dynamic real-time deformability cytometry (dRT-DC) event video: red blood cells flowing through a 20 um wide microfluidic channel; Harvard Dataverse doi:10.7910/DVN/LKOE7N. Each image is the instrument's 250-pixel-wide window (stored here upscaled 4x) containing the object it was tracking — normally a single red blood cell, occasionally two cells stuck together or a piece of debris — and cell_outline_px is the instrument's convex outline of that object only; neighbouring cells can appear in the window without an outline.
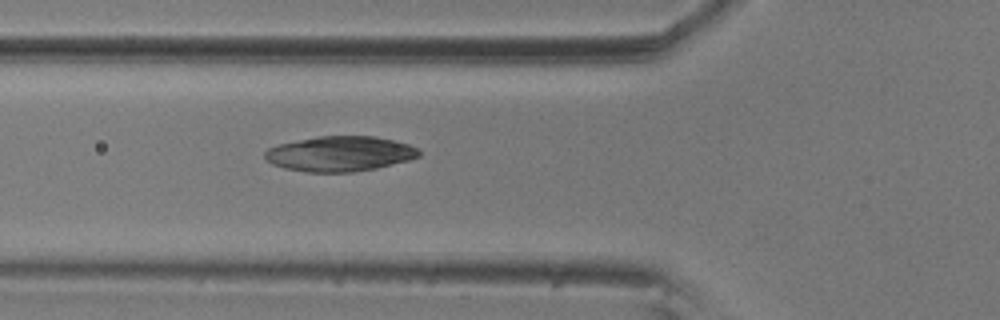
{"species": "common noctule bat (a hibernating species)", "species_latin": "Nyctalus noctula", "temperature_condition": "room temperature", "stored_images_in_passage": 6, "camera_frame_rate_fps": 3000, "um_per_image_px": 0.085, "animal": {"sex": "male", "body_mass_g": 20.5, "forearm_length_mm": 52.5}, "frame": {"image": 1, "passage_image": 6, "time_ms": 1.667, "image_size_px": [1000, 320], "cell_outline_px": [[420, 156], [408, 160], [376, 168], [352, 172], [308, 172], [284, 168], [272, 164], [264, 156], [264, 152], [268, 148], [280, 144], [320, 136], [376, 136], [408, 144], [420, 148]], "centroid_in_image_um": [28.91, 13.07], "position_along_channel_um": 96.9, "area_um2": 31.39}}